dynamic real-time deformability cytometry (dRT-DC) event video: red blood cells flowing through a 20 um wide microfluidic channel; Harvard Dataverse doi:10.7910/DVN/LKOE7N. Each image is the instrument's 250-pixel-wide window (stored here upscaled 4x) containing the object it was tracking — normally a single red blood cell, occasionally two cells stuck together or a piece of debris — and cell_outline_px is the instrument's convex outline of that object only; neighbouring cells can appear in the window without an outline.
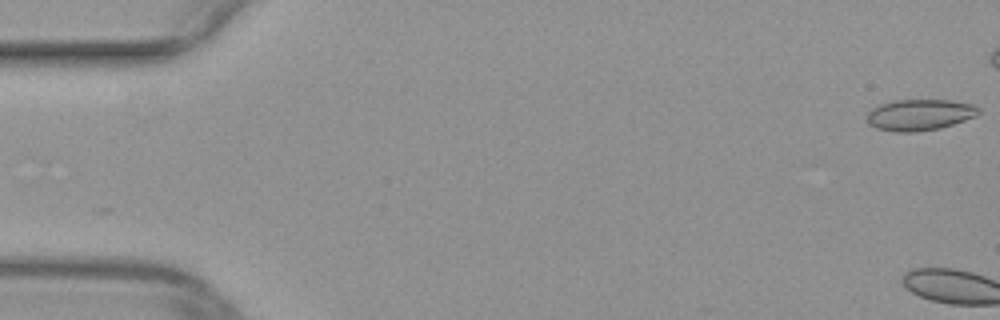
{"species": "common noctule bat (a hibernating species)", "species_latin": "Nyctalus noctula", "temperature_condition": "warm", "stored_images_in_passage": 3, "camera_frame_rate_fps": 3000, "um_per_image_px": 0.085, "animal": {"sex": "female", "body_mass_g": 29.2, "forearm_length_mm": 56.3}, "frame": {"image": 1, "passage_image": 1, "time_ms": 0.0, "image_size_px": [1000, 320], "cell_outline_px": [[980, 112], [976, 116], [940, 128], [916, 132], [896, 132], [876, 128], [868, 124], [868, 112], [872, 108], [880, 104], [892, 100], [952, 100], [972, 104], [980, 108]], "centroid_in_image_um": [78.17, 9.75], "position_along_channel_um": 6.8, "area_um2": 20.35}}